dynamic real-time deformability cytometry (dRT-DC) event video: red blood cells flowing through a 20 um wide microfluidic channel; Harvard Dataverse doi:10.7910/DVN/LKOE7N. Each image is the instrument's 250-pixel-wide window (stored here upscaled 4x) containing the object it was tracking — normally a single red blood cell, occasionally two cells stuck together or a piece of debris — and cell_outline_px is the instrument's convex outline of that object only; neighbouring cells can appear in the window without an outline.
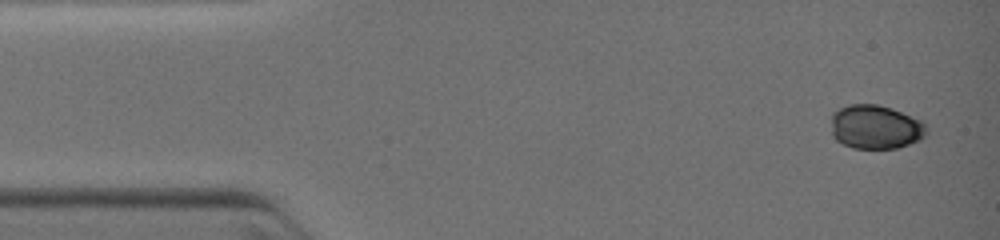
{"species": "common noctule bat (a hibernating species)", "species_latin": "Nyctalus noctula", "temperature_condition": "warm", "stored_images_in_passage": 6, "camera_frame_rate_fps": 3000, "um_per_image_px": 0.085, "animal": {"sex": "female", "body_mass_g": 19.0, "forearm_length_mm": 51.5}, "frame": {"image": 1, "passage_image": 1, "time_ms": 0.0, "image_size_px": [1000, 240], "cell_outline_px": [[928, 132], [920, 140], [896, 148], [852, 148], [836, 140], [832, 136], [832, 112], [848, 104], [876, 104], [892, 108], [924, 120], [928, 128]], "centroid_in_image_um": [74.45, 10.78], "position_along_channel_um": 10.6, "area_um2": 24.8}}
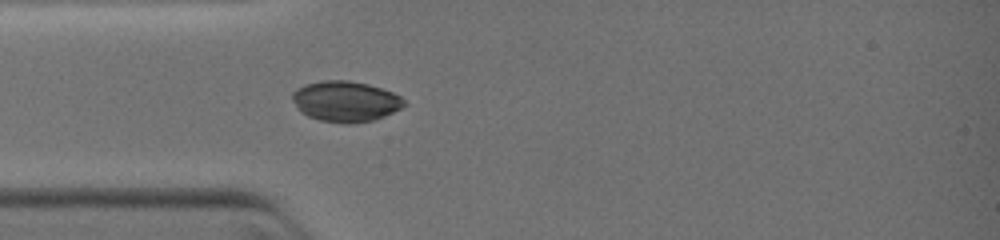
{"frame": {"image": 2, "passage_image": 6, "time_ms": 3.0, "image_size_px": [1000, 240], "cell_outline_px": [[408, 104], [384, 116], [372, 120], [352, 124], [344, 124], [320, 120], [308, 116], [300, 112], [296, 108], [292, 100], [292, 92], [296, 88], [304, 84], [324, 80], [348, 80], [368, 84], [392, 92], [400, 96]], "centroid_in_image_um": [29.33, 8.62], "position_along_channel_um": 55.7, "area_um2": 26.65}}